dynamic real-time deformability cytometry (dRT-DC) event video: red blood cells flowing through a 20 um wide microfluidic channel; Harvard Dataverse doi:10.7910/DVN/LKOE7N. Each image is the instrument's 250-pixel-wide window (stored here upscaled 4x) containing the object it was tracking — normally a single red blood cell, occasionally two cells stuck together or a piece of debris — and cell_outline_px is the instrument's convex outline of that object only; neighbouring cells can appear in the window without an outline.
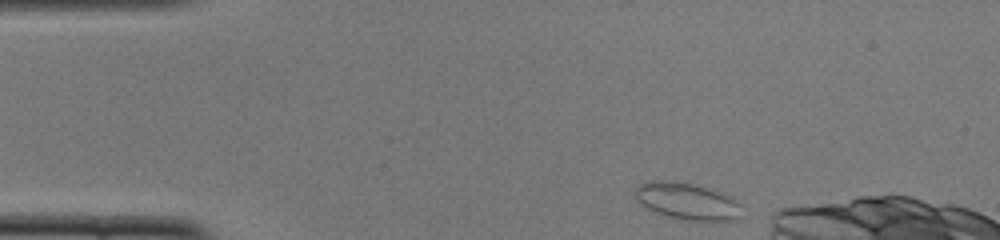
{"species": "common noctule bat (a hibernating species)", "species_latin": "Nyctalus noctula", "temperature_condition": "cold", "stored_images_in_passage": 46, "camera_frame_rate_fps": 3000, "um_per_image_px": 0.085, "animal": {"sex": "female", "body_mass_g": 22.0, "forearm_length_mm": 56.7}, "frame": {"image": 1, "passage_image": 1, "time_ms": 0.0, "image_size_px": [1000, 240], "cell_outline_px": [[740, 220], [688, 220], [668, 216], [644, 208], [636, 200], [636, 188], [640, 184], [652, 180], [672, 180], [692, 184], [732, 196], [740, 204]], "centroid_in_image_um": [58.39, 17.1], "position_along_channel_um": 26.6, "area_um2": 22.77}}
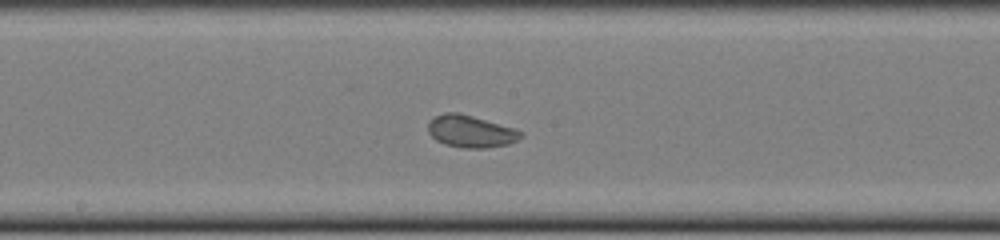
{"frame": {"image": 2, "passage_image": 20, "time_ms": 6.333, "image_size_px": [1000, 240], "cell_outline_px": [[524, 136], [508, 144], [484, 148], [464, 148], [444, 144], [436, 140], [428, 132], [428, 120], [444, 112], [460, 112], [512, 128], [524, 132]], "centroid_in_image_um": [39.98, 11.16], "position_along_channel_um": 208.2, "area_um2": 17.34}}
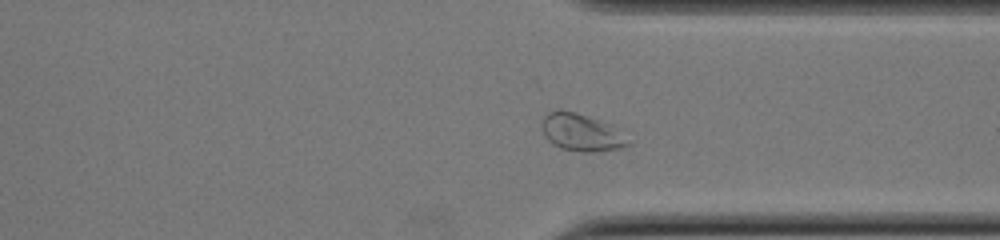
{"frame": {"image": 3, "passage_image": 32, "time_ms": 10.333, "image_size_px": [1000, 240], "cell_outline_px": [[628, 144], [624, 148], [596, 152], [580, 152], [560, 148], [552, 144], [544, 136], [540, 124], [544, 116], [548, 112], [556, 108], [560, 108], [576, 112], [608, 124]], "centroid_in_image_um": [49.26, 11.25], "position_along_channel_um": 362.1, "area_um2": 18.5}, "authors_computed_cell_mechanics": {"area_um2": 18.4093, "velocity_mm_per_s": 3.819, "shape_relaxation_time_tau1_ms": 10.0995, "shape_relaxation_time_tau2_ms": 0.9888, "deformation_change_tau1": 0.1095, "deformation_change_tau2": 0.0455}}